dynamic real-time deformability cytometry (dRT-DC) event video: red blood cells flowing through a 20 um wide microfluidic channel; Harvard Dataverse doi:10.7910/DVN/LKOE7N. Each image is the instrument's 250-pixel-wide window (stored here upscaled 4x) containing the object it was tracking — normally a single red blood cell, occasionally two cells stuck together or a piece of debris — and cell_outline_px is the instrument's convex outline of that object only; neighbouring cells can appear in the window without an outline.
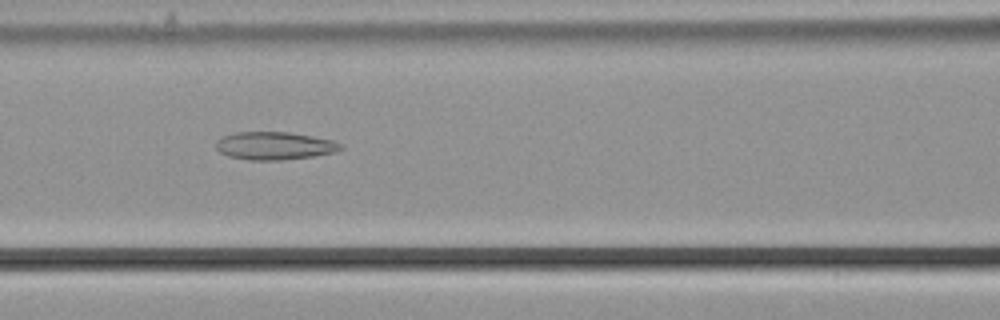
{"species": "common noctule bat (a hibernating species)", "species_latin": "Nyctalus noctula", "temperature_condition": "cold", "stored_images_in_passage": 45, "camera_frame_rate_fps": 3000, "um_per_image_px": 0.085, "animal": {"sex": "male", "body_mass_g": 21.5, "forearm_length_mm": 52.0}, "frame": {"image": 1, "passage_image": 24, "time_ms": 7.667, "image_size_px": [1000, 320], "cell_outline_px": [[344, 148], [336, 152], [312, 156], [284, 160], [248, 160], [228, 156], [220, 152], [216, 148], [216, 140], [220, 136], [236, 132], [288, 132], [312, 136], [332, 140], [344, 144]], "centroid_in_image_um": [23.33, 12.39], "position_along_channel_um": 143.3, "area_um2": 20.46}}
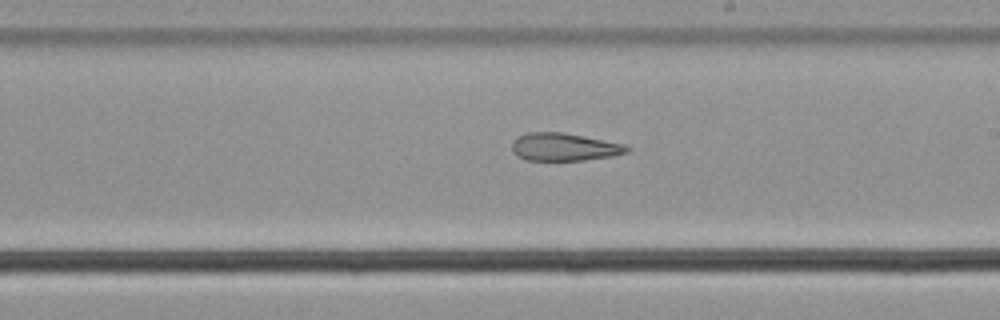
{"frame": {"image": 2, "passage_image": 32, "time_ms": 10.333, "image_size_px": [1000, 320], "cell_outline_px": [[632, 148], [628, 152], [612, 156], [584, 160], [524, 160], [516, 156], [512, 152], [512, 140], [516, 136], [528, 132], [564, 132], [624, 144]], "centroid_in_image_um": [47.91, 12.49], "position_along_channel_um": 241.1, "area_um2": 18.84}}
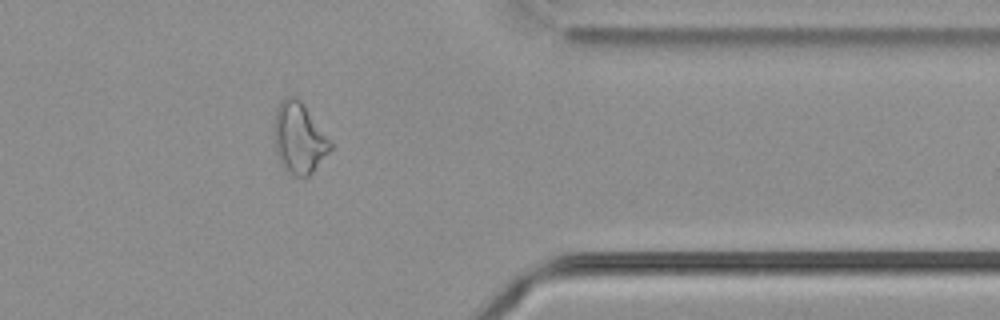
{"frame": {"image": 3, "passage_image": 45, "time_ms": 14.667, "image_size_px": [1000, 320], "cell_outline_px": [[332, 148], [312, 172], [304, 180], [284, 172], [280, 164], [272, 144], [272, 136], [276, 108], [280, 100], [288, 96], [296, 96], [304, 104], [332, 144]], "centroid_in_image_um": [25.34, 11.77], "position_along_channel_um": 386.1, "area_um2": 23.87}, "authors_computed_cell_mechanics": {"area_um2": 22.4264, "velocity_mm_per_s": 3.6794, "shape_relaxation_time_tau1_ms": null, "shape_relaxation_time_tau2_ms": 2.9537, "deformation_change_tau1": null, "deformation_change_tau2": 0.1135}}